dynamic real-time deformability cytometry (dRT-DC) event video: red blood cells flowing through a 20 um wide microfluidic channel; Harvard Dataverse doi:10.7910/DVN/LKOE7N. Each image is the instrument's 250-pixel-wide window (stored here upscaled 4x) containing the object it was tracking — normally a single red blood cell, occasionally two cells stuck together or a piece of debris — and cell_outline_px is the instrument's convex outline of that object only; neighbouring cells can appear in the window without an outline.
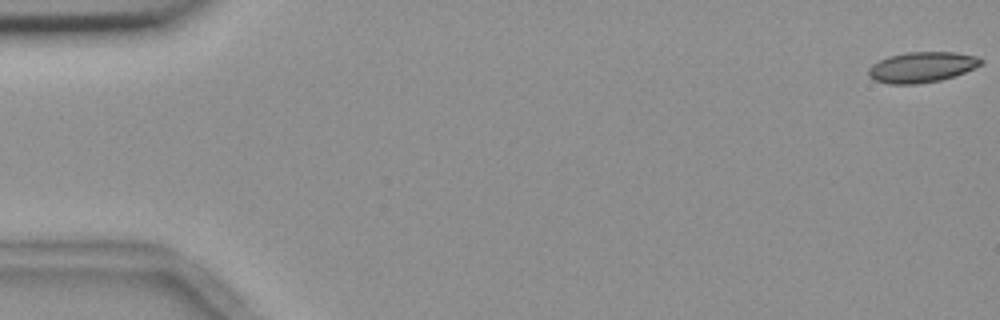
{"species": "common noctule bat (a hibernating species)", "species_latin": "Nyctalus noctula", "temperature_condition": "room temperature", "stored_images_in_passage": 56, "camera_frame_rate_fps": 3000, "um_per_image_px": 0.085, "animal": {"sex": "female", "body_mass_g": 18.4}, "frame": {"image": 1, "passage_image": 1, "time_ms": 0.0, "image_size_px": [1000, 320], "cell_outline_px": [[984, 60], [980, 64], [956, 76], [940, 80], [916, 84], [888, 84], [876, 80], [868, 76], [868, 68], [872, 64], [888, 56], [908, 52], [956, 52], [976, 56]], "centroid_in_image_um": [78.33, 5.7], "position_along_channel_um": 6.7, "area_um2": 19.94}}
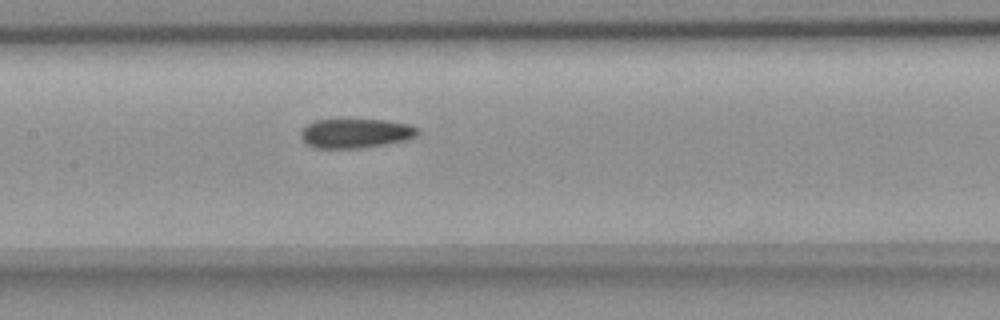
{"frame": {"image": 2, "passage_image": 27, "time_ms": 8.667, "image_size_px": [1000, 320], "cell_outline_px": [[420, 132], [416, 136], [408, 140], [360, 148], [316, 148], [308, 144], [300, 136], [300, 132], [308, 124], [316, 120], [388, 120], [408, 124], [420, 128]], "centroid_in_image_um": [30.28, 11.33], "position_along_channel_um": 177.1, "area_um2": 19.94}}
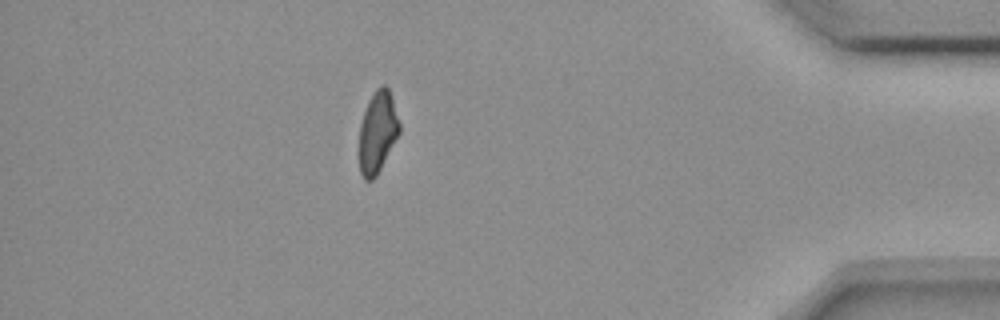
{"frame": {"image": 3, "passage_image": 49, "time_ms": 16.0, "image_size_px": [1000, 320], "cell_outline_px": [[400, 132], [376, 176], [372, 180], [364, 180], [360, 172], [360, 124], [368, 100], [376, 88], [380, 84], [384, 84], [388, 88], [400, 124]], "centroid_in_image_um": [32.09, 11.21], "position_along_channel_um": 403.1, "area_um2": 18.84}, "authors_computed_cell_mechanics": {"area_um2": 20.3456, "velocity_mm_per_s": 3.6891, "shape_relaxation_time_tau1_ms": null, "shape_relaxation_time_tau2_ms": 4.972, "deformation_change_tau1": null, "deformation_change_tau2": 0.1158}}